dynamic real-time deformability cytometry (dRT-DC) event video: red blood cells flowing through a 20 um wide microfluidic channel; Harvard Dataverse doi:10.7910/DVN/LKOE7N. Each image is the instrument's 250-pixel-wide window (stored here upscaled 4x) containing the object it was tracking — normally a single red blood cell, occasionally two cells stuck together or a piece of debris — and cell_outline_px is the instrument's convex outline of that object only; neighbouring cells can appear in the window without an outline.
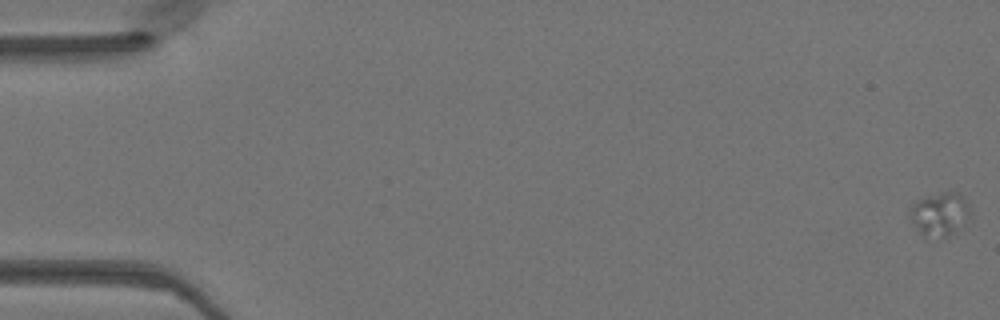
{"species": "Egyptian fruit bat (a non-hibernating species)", "species_latin": "Rousettus aegyptiacus", "temperature_condition": "warm", "stored_images_in_passage": 51, "segment_of_instrument_passage": [1, 2], "camera_frame_rate_fps": 3000, "um_per_image_px": 0.085, "animal": {"sex": "female"}, "frame": {"image": 1, "passage_image": 1, "time_ms": 0.0, "image_size_px": [1000, 320], "cell_outline_px": [[968, 216], [964, 224], [956, 232], [944, 236], [924, 240], [912, 224], [908, 216], [908, 212], [912, 204], [916, 200], [944, 192], [956, 192], [964, 196], [968, 204]], "centroid_in_image_um": [79.81, 18.24], "position_along_channel_um": 5.2, "area_um2": 15.55}}
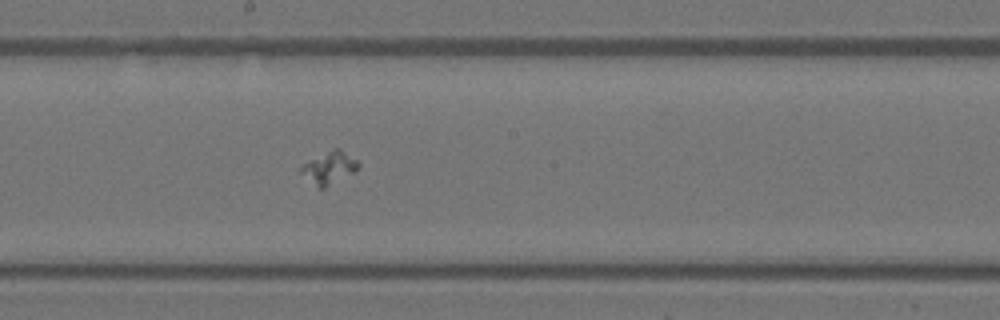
{"frame": {"image": 2, "passage_image": 28, "time_ms": 9.0, "image_size_px": [1000, 320], "cell_outline_px": [[360, 164], [352, 172], [324, 188], [320, 188], [296, 172], [296, 168], [300, 164], [336, 148], [340, 148], [356, 160]], "centroid_in_image_um": [27.86, 14.26], "position_along_channel_um": 220.3, "area_um2": 10.64}}
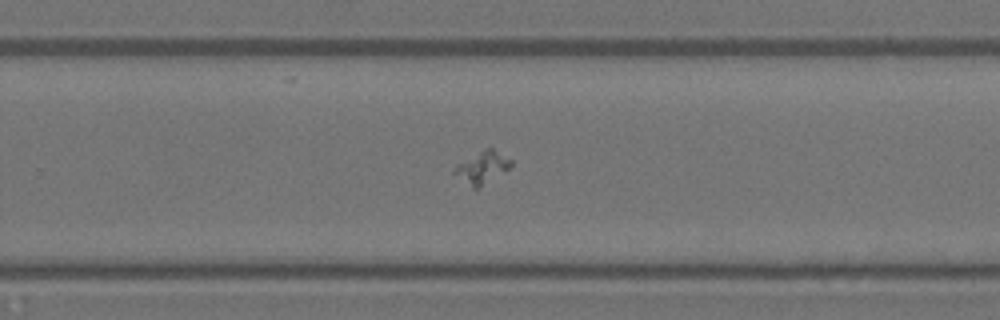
{"frame": {"image": 3, "passage_image": 33, "time_ms": 10.667, "image_size_px": [1000, 320], "cell_outline_px": [[512, 164], [508, 168], [476, 188], [472, 188], [452, 172], [456, 164], [484, 148], [492, 148], [512, 160]], "centroid_in_image_um": [40.94, 14.19], "position_along_channel_um": 288.9, "area_um2": 10.17}}